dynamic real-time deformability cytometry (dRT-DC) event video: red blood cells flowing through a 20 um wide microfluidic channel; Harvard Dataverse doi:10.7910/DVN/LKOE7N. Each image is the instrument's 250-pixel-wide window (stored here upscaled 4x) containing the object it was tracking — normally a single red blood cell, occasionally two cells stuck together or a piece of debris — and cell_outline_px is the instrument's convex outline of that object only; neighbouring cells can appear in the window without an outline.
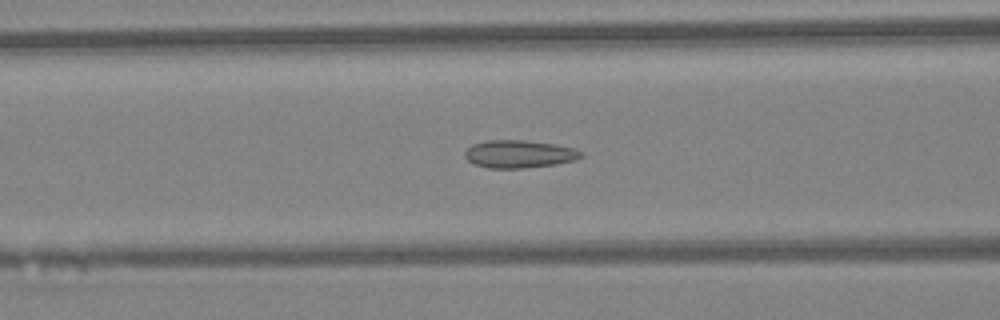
{"species": "Egyptian fruit bat (a non-hibernating species)", "species_latin": "Rousettus aegyptiacus", "temperature_condition": "warm", "stored_images_in_passage": 34, "camera_frame_rate_fps": 3000, "um_per_image_px": 0.085, "animal": {"sex": "female"}, "frame": {"image": 1, "passage_image": 9, "time_ms": 2.667, "image_size_px": [1000, 320], "cell_outline_px": [[584, 156], [576, 160], [556, 164], [524, 168], [488, 168], [476, 164], [468, 160], [464, 156], [464, 152], [472, 144], [488, 140], [524, 140], [552, 144], [576, 148], [584, 152]], "centroid_in_image_um": [44.16, 13.09], "position_along_channel_um": 122.4, "area_um2": 18.84}}
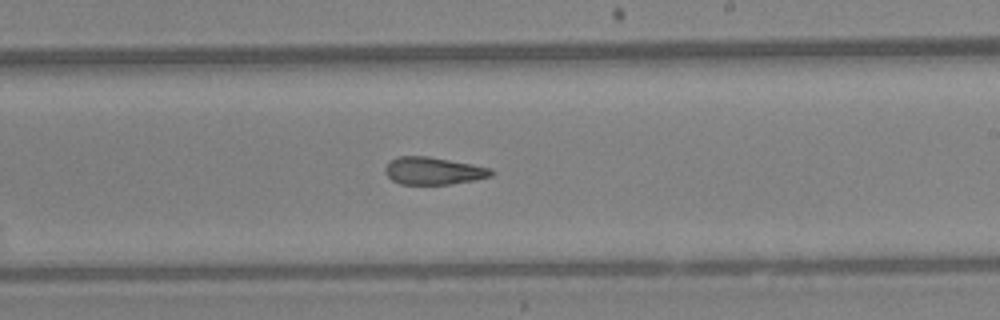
{"frame": {"image": 2, "passage_image": 18, "time_ms": 5.667, "image_size_px": [1000, 320], "cell_outline_px": [[496, 172], [492, 176], [476, 180], [452, 184], [400, 184], [392, 180], [384, 172], [384, 168], [392, 160], [400, 156], [428, 156], [472, 164], [492, 168]], "centroid_in_image_um": [36.89, 14.53], "position_along_channel_um": 252.1, "area_um2": 17.05}}
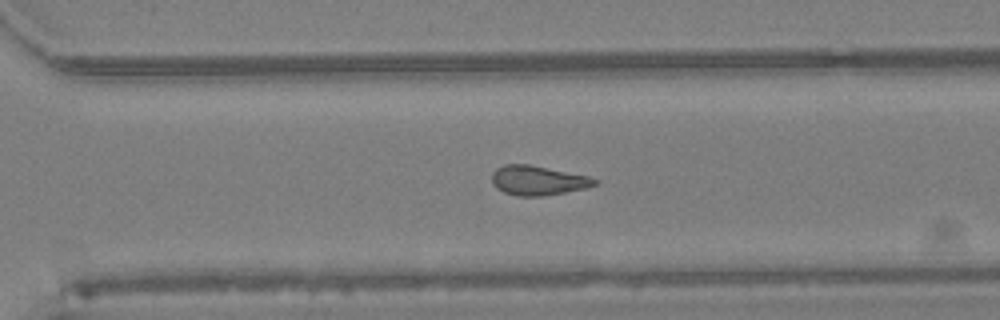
{"frame": {"image": 3, "passage_image": 23, "time_ms": 7.333, "image_size_px": [1000, 320], "cell_outline_px": [[596, 184], [588, 188], [544, 196], [516, 196], [504, 192], [496, 188], [492, 184], [492, 172], [496, 168], [504, 164], [528, 164], [588, 176], [596, 180]], "centroid_in_image_um": [45.68, 15.34], "position_along_channel_um": 324.9, "area_um2": 17.69}, "authors_computed_cell_mechanics": {"area_um2": 18.2359, "velocity_mm_per_s": 4.3504, "shape_relaxation_time_tau1_ms": null, "shape_relaxation_time_tau2_ms": 2.4646, "deformation_change_tau1": null, "deformation_change_tau2": 0.1135}}